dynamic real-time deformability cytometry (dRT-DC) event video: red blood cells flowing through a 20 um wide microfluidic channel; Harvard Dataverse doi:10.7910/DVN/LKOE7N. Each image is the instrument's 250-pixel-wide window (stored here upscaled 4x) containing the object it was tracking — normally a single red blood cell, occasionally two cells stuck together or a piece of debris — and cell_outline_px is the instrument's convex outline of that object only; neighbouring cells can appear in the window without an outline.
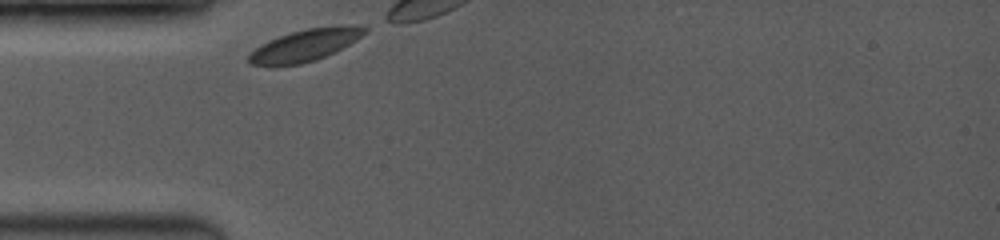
{"species": "common noctule bat (a hibernating species)", "species_latin": "Nyctalus noctula", "temperature_condition": "room temperature", "stored_images_in_passage": 4, "camera_frame_rate_fps": 3500, "um_per_image_px": 0.085, "animal": {"sex": "female", "body_mass_g": 19.0, "forearm_length_mm": 53.3}, "frame": {"image": 1, "passage_image": 1, "time_ms": 0.0, "image_size_px": [1000, 240], "cell_outline_px": [[368, 32], [356, 40], [316, 60], [300, 64], [248, 64], [248, 56], [256, 48], [280, 36], [292, 32], [308, 28], [336, 24], [356, 24], [368, 28]], "centroid_in_image_um": [26.05, 3.79], "position_along_channel_um": 59.0, "area_um2": 21.1}}